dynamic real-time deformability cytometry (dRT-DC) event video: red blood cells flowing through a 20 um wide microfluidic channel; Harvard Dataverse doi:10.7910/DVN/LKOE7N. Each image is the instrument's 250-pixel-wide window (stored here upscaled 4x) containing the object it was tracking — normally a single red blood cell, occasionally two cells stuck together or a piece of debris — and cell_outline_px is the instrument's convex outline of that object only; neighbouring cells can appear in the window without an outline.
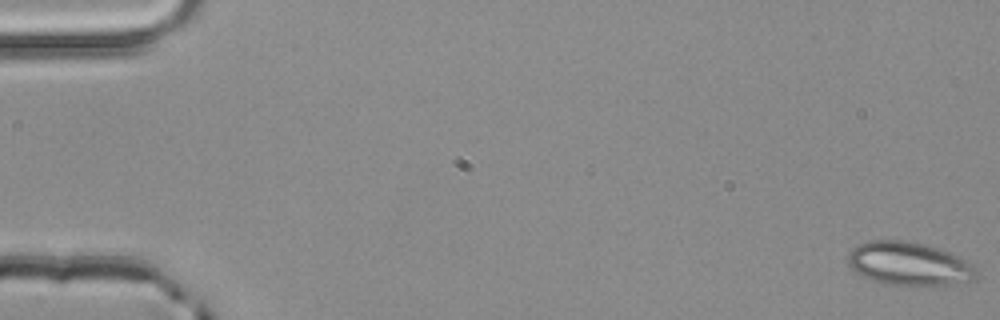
{"species": "common noctule bat (a hibernating species)", "species_latin": "Nyctalus noctula", "temperature_condition": "room temperature", "stored_images_in_passage": 5, "camera_frame_rate_fps": 3000, "um_per_image_px": 0.085, "animal": {"sex": "male", "body_mass_g": 20.4}, "frame": {"image": 1, "passage_image": 1, "time_ms": 0.0, "image_size_px": [1000, 320], "cell_outline_px": [[976, 276], [972, 280], [932, 288], [916, 288], [884, 284], [872, 280], [856, 272], [848, 264], [848, 256], [852, 248], [856, 244], [868, 240], [904, 240], [924, 244], [948, 252], [968, 260], [972, 264], [976, 272]], "centroid_in_image_um": [77.26, 22.46], "position_along_channel_um": 7.7, "area_um2": 33.29}}